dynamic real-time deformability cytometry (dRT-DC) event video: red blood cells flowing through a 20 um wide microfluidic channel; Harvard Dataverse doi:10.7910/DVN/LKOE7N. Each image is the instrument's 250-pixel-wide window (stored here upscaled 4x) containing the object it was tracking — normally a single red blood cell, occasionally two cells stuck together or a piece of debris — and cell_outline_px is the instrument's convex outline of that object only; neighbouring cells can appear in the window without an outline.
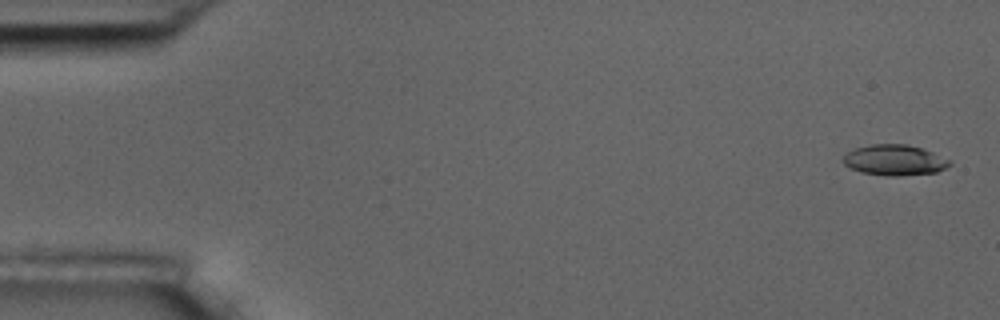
{"species": "common noctule bat (a hibernating species)", "species_latin": "Nyctalus noctula", "temperature_condition": "room temperature", "stored_images_in_passage": 4, "camera_frame_rate_fps": 3000, "um_per_image_px": 0.085, "animal": {"sex": "male", "body_mass_g": 17.5, "forearm_length_mm": 52.3}, "frame": {"image": 1, "passage_image": 1, "time_ms": 0.0, "image_size_px": [1000, 320], "cell_outline_px": [[952, 164], [936, 172], [896, 176], [888, 176], [860, 172], [844, 164], [844, 156], [848, 152], [856, 148], [872, 144], [904, 144], [920, 148], [932, 152], [952, 160]], "centroid_in_image_um": [76.06, 13.61], "position_along_channel_um": 8.9, "area_um2": 18.79}}
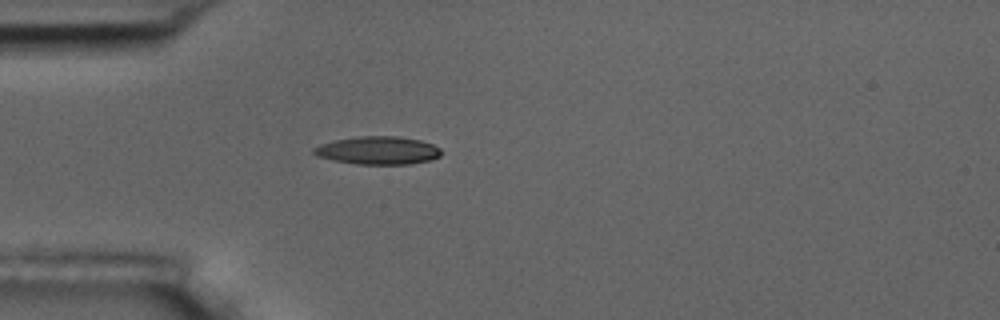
{"frame": {"image": 2, "passage_image": 4, "time_ms": 4.667, "image_size_px": [1000, 320], "cell_outline_px": [[444, 152], [440, 156], [432, 160], [408, 164], [356, 164], [332, 160], [316, 156], [312, 152], [312, 148], [320, 144], [336, 140], [360, 136], [400, 136], [420, 140], [432, 144], [440, 148]], "centroid_in_image_um": [32.14, 12.79], "position_along_channel_um": 52.9, "area_um2": 20.98}}